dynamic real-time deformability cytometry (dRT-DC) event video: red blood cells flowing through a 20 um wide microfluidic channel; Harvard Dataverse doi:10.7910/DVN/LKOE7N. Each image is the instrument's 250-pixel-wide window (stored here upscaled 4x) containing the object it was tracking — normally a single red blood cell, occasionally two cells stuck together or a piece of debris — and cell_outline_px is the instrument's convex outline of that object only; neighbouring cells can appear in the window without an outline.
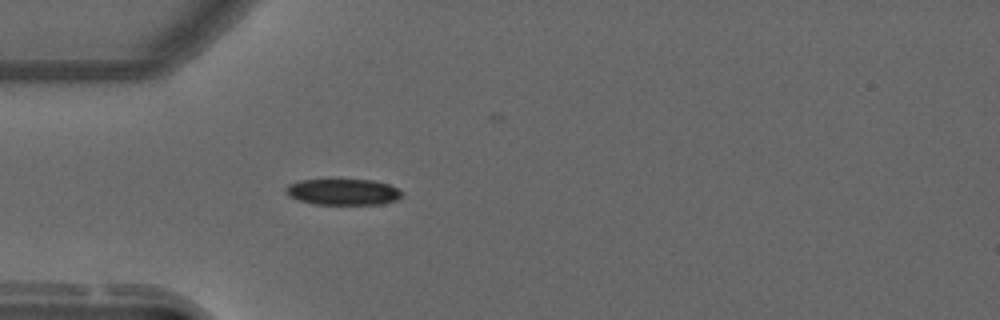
{"species": "common noctule bat (a hibernating species)", "species_latin": "Nyctalus noctula", "temperature_condition": "warm", "stored_images_in_passage": 12, "camera_frame_rate_fps": 3000, "um_per_image_px": 0.085, "animal": {"sex": "male", "forearm_length_mm": 52.5}, "frame": {"image": 1, "passage_image": 1, "time_ms": 0.0, "image_size_px": [1000, 320], "cell_outline_px": [[404, 192], [396, 200], [380, 204], [316, 204], [300, 200], [288, 196], [284, 192], [284, 188], [288, 184], [300, 180], [372, 180], [388, 184], [400, 188]], "centroid_in_image_um": [29.15, 16.31], "position_along_channel_um": 55.8, "area_um2": 17.69}}
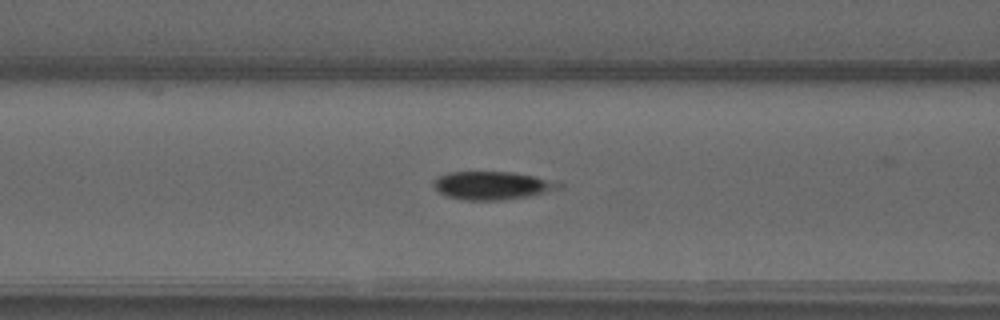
{"frame": {"image": 2, "passage_image": 7, "time_ms": 2.0, "image_size_px": [1000, 320], "cell_outline_px": [[564, 188], [528, 196], [500, 200], [464, 200], [448, 196], [440, 192], [432, 184], [440, 176], [448, 172], [512, 172], [536, 176], [564, 184]], "centroid_in_image_um": [41.89, 15.76], "position_along_channel_um": 124.7, "area_um2": 20.4}}
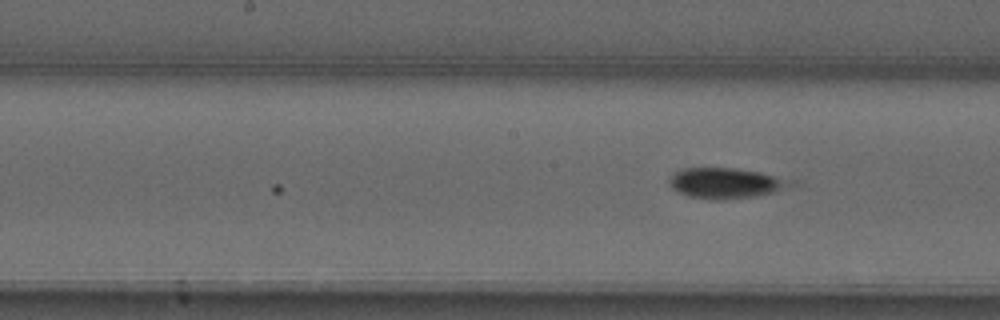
{"frame": {"image": 3, "passage_image": 12, "time_ms": 3.667, "image_size_px": [1000, 320], "cell_outline_px": [[784, 184], [776, 192], [756, 196], [720, 200], [708, 200], [688, 196], [672, 188], [668, 180], [668, 176], [684, 168], [732, 168], [760, 172], [772, 176], [780, 180]], "centroid_in_image_um": [61.45, 15.58], "position_along_channel_um": 186.7, "area_um2": 20.69}}